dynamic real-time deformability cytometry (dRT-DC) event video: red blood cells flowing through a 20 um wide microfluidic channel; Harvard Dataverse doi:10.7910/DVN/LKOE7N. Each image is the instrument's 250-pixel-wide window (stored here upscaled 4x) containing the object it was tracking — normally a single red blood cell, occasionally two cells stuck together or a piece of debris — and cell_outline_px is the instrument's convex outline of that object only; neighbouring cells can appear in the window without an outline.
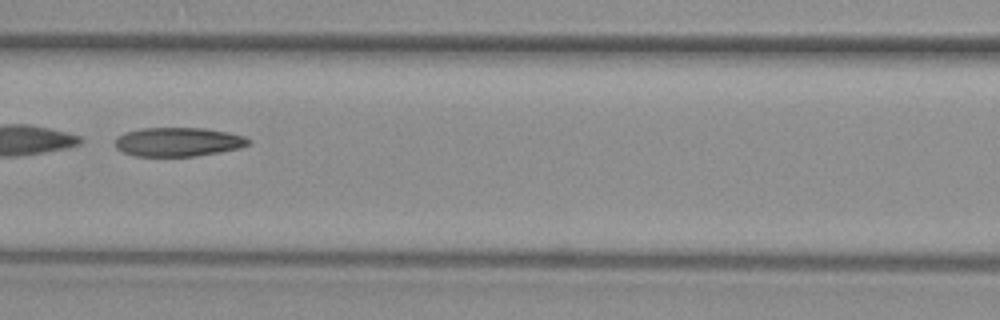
{"species": "common noctule bat (a hibernating species)", "species_latin": "Nyctalus noctula", "temperature_condition": "warm", "stored_images_in_passage": 12, "camera_frame_rate_fps": 3000, "um_per_image_px": 0.085, "animal": {"sex": "female", "body_mass_g": 29.2, "forearm_length_mm": 56.3}, "frame": {"image": 1, "passage_image": 3, "time_ms": 0.667, "image_size_px": [1000, 320], "cell_outline_px": [[252, 140], [248, 144], [240, 148], [220, 152], [196, 156], [132, 156], [116, 148], [116, 136], [124, 132], [140, 128], [204, 128], [228, 132], [244, 136]], "centroid_in_image_um": [15.14, 12.06], "position_along_channel_um": 151.5, "area_um2": 22.66}}
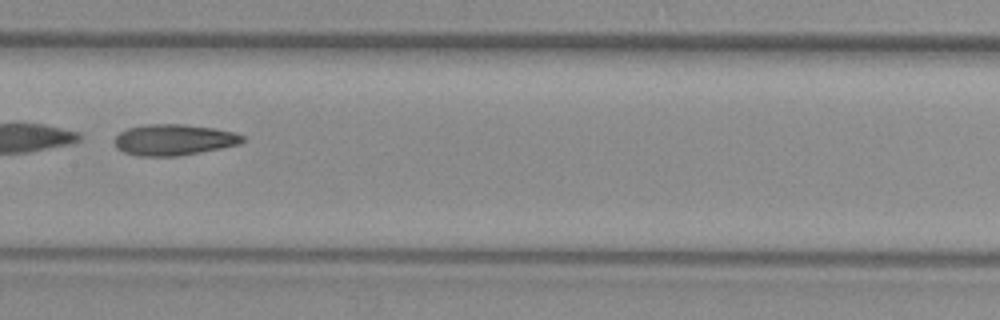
{"frame": {"image": 2, "passage_image": 6, "time_ms": 1.667, "image_size_px": [1000, 320], "cell_outline_px": [[244, 140], [240, 144], [200, 152], [176, 156], [136, 156], [124, 152], [116, 148], [116, 136], [120, 132], [128, 128], [144, 124], [184, 124], [212, 128], [236, 132], [244, 136]], "centroid_in_image_um": [14.78, 11.88], "position_along_channel_um": 192.6, "area_um2": 23.12}}
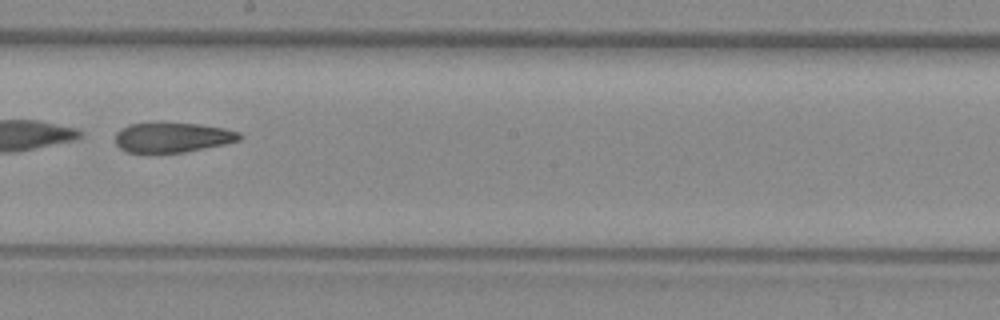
{"frame": {"image": 3, "passage_image": 9, "time_ms": 2.667, "image_size_px": [1000, 320], "cell_outline_px": [[244, 136], [240, 140], [224, 144], [184, 152], [128, 152], [120, 148], [116, 144], [116, 132], [120, 128], [128, 124], [200, 124], [224, 128], [240, 132]], "centroid_in_image_um": [14.69, 11.68], "position_along_channel_um": 233.5, "area_um2": 21.27}}